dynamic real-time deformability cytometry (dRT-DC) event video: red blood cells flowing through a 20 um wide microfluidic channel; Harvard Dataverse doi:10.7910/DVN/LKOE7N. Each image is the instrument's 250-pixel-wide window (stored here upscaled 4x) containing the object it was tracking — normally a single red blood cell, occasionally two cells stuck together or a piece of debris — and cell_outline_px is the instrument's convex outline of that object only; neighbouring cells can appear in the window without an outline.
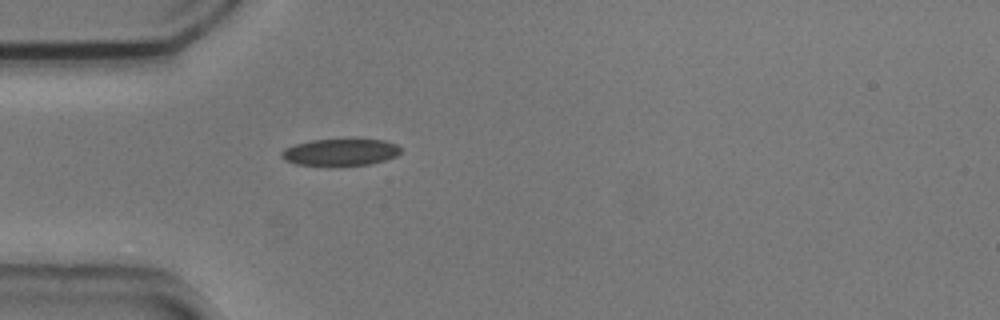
{"species": "common noctule bat (a hibernating species)", "species_latin": "Nyctalus noctula", "temperature_condition": "cold", "stored_images_in_passage": 2, "camera_frame_rate_fps": 3000, "um_per_image_px": 0.085, "animal": {"sex": "male", "body_mass_g": 20.5, "forearm_length_mm": 52.5}, "frame": {"image": 1, "passage_image": 2, "time_ms": 0.333, "image_size_px": [1000, 320], "cell_outline_px": [[400, 152], [396, 156], [384, 160], [368, 164], [332, 168], [328, 168], [296, 164], [284, 160], [280, 156], [280, 152], [284, 148], [296, 144], [312, 140], [352, 136], [356, 136], [384, 140], [396, 144], [400, 148]], "centroid_in_image_um": [28.91, 12.92], "position_along_channel_um": 56.1, "area_um2": 20.23}}